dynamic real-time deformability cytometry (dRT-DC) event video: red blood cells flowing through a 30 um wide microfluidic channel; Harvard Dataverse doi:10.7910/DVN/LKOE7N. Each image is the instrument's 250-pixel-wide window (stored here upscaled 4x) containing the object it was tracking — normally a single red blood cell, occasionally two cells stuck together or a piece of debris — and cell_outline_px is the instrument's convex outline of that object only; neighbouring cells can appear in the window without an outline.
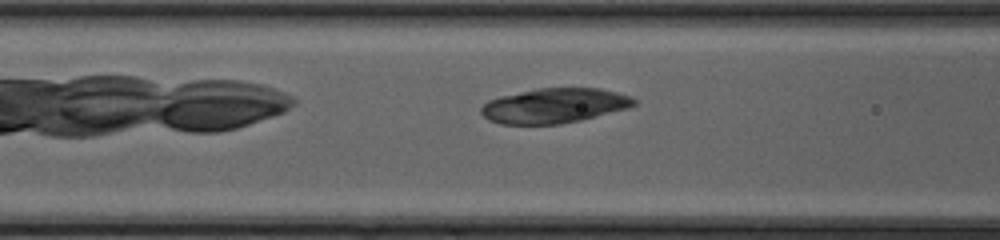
{"species": "common noctule bat (a hibernating species)", "species_latin": "Nyctalus noctula", "temperature_condition": "cold", "stored_images_in_passage": 7, "camera_frame_rate_fps": 3000, "um_per_image_px": 0.085, "animal": {"sex": "female", "body_mass_g": 20.0, "forearm_length_mm": 54.0}, "frame": {"image": 1, "passage_image": 6, "time_ms": 1.667, "image_size_px": [1000, 240], "cell_outline_px": [[636, 104], [628, 108], [580, 120], [560, 124], [500, 124], [488, 120], [480, 112], [480, 108], [488, 100], [500, 96], [536, 88], [600, 88], [632, 96], [636, 100]], "centroid_in_image_um": [47.1, 8.98], "position_along_channel_um": 119.5, "area_um2": 31.1}}